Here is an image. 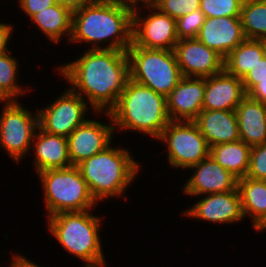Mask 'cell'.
<instances>
[{
  "mask_svg": "<svg viewBox=\"0 0 266 267\" xmlns=\"http://www.w3.org/2000/svg\"><path fill=\"white\" fill-rule=\"evenodd\" d=\"M49 103L43 109H35L38 112V126L46 133L68 137L88 119L85 118L90 110L88 103L68 86L60 97Z\"/></svg>",
  "mask_w": 266,
  "mask_h": 267,
  "instance_id": "cell-11",
  "label": "cell"
},
{
  "mask_svg": "<svg viewBox=\"0 0 266 267\" xmlns=\"http://www.w3.org/2000/svg\"><path fill=\"white\" fill-rule=\"evenodd\" d=\"M240 140L254 147L266 142V104L247 95L236 108Z\"/></svg>",
  "mask_w": 266,
  "mask_h": 267,
  "instance_id": "cell-21",
  "label": "cell"
},
{
  "mask_svg": "<svg viewBox=\"0 0 266 267\" xmlns=\"http://www.w3.org/2000/svg\"><path fill=\"white\" fill-rule=\"evenodd\" d=\"M205 18V14L200 9L178 18L176 27L179 40L196 38Z\"/></svg>",
  "mask_w": 266,
  "mask_h": 267,
  "instance_id": "cell-30",
  "label": "cell"
},
{
  "mask_svg": "<svg viewBox=\"0 0 266 267\" xmlns=\"http://www.w3.org/2000/svg\"><path fill=\"white\" fill-rule=\"evenodd\" d=\"M251 147L242 140L210 147V155L237 179L246 177L249 168Z\"/></svg>",
  "mask_w": 266,
  "mask_h": 267,
  "instance_id": "cell-25",
  "label": "cell"
},
{
  "mask_svg": "<svg viewBox=\"0 0 266 267\" xmlns=\"http://www.w3.org/2000/svg\"><path fill=\"white\" fill-rule=\"evenodd\" d=\"M246 177L266 181V142L251 147L249 168Z\"/></svg>",
  "mask_w": 266,
  "mask_h": 267,
  "instance_id": "cell-31",
  "label": "cell"
},
{
  "mask_svg": "<svg viewBox=\"0 0 266 267\" xmlns=\"http://www.w3.org/2000/svg\"><path fill=\"white\" fill-rule=\"evenodd\" d=\"M30 152L35 156L33 166L36 174L50 170L71 167L68 154L67 137L62 135H52L37 128ZM34 151V152H33Z\"/></svg>",
  "mask_w": 266,
  "mask_h": 267,
  "instance_id": "cell-19",
  "label": "cell"
},
{
  "mask_svg": "<svg viewBox=\"0 0 266 267\" xmlns=\"http://www.w3.org/2000/svg\"><path fill=\"white\" fill-rule=\"evenodd\" d=\"M18 68L19 63L10 51L0 54V89L13 100H19V96H23L26 91L32 90L26 89L23 85L21 86V83L18 81V77H20L18 75Z\"/></svg>",
  "mask_w": 266,
  "mask_h": 267,
  "instance_id": "cell-27",
  "label": "cell"
},
{
  "mask_svg": "<svg viewBox=\"0 0 266 267\" xmlns=\"http://www.w3.org/2000/svg\"><path fill=\"white\" fill-rule=\"evenodd\" d=\"M205 78L182 77L166 97L170 120L193 121L203 110Z\"/></svg>",
  "mask_w": 266,
  "mask_h": 267,
  "instance_id": "cell-16",
  "label": "cell"
},
{
  "mask_svg": "<svg viewBox=\"0 0 266 267\" xmlns=\"http://www.w3.org/2000/svg\"><path fill=\"white\" fill-rule=\"evenodd\" d=\"M243 0H200L205 17H240Z\"/></svg>",
  "mask_w": 266,
  "mask_h": 267,
  "instance_id": "cell-28",
  "label": "cell"
},
{
  "mask_svg": "<svg viewBox=\"0 0 266 267\" xmlns=\"http://www.w3.org/2000/svg\"><path fill=\"white\" fill-rule=\"evenodd\" d=\"M240 18L246 39L266 40V0H243Z\"/></svg>",
  "mask_w": 266,
  "mask_h": 267,
  "instance_id": "cell-26",
  "label": "cell"
},
{
  "mask_svg": "<svg viewBox=\"0 0 266 267\" xmlns=\"http://www.w3.org/2000/svg\"><path fill=\"white\" fill-rule=\"evenodd\" d=\"M245 96L242 80L224 70L205 78L203 110L235 111Z\"/></svg>",
  "mask_w": 266,
  "mask_h": 267,
  "instance_id": "cell-18",
  "label": "cell"
},
{
  "mask_svg": "<svg viewBox=\"0 0 266 267\" xmlns=\"http://www.w3.org/2000/svg\"><path fill=\"white\" fill-rule=\"evenodd\" d=\"M13 99L5 93L2 89H0V104L3 103L4 107L8 106Z\"/></svg>",
  "mask_w": 266,
  "mask_h": 267,
  "instance_id": "cell-39",
  "label": "cell"
},
{
  "mask_svg": "<svg viewBox=\"0 0 266 267\" xmlns=\"http://www.w3.org/2000/svg\"><path fill=\"white\" fill-rule=\"evenodd\" d=\"M151 3L161 12L176 20L200 9V0H151Z\"/></svg>",
  "mask_w": 266,
  "mask_h": 267,
  "instance_id": "cell-29",
  "label": "cell"
},
{
  "mask_svg": "<svg viewBox=\"0 0 266 267\" xmlns=\"http://www.w3.org/2000/svg\"><path fill=\"white\" fill-rule=\"evenodd\" d=\"M17 2L19 3L21 12L23 10L28 18L55 4V0H18Z\"/></svg>",
  "mask_w": 266,
  "mask_h": 267,
  "instance_id": "cell-33",
  "label": "cell"
},
{
  "mask_svg": "<svg viewBox=\"0 0 266 267\" xmlns=\"http://www.w3.org/2000/svg\"><path fill=\"white\" fill-rule=\"evenodd\" d=\"M113 144L77 165L96 202L121 195L128 199L124 193L140 171V162L135 161L132 153Z\"/></svg>",
  "mask_w": 266,
  "mask_h": 267,
  "instance_id": "cell-4",
  "label": "cell"
},
{
  "mask_svg": "<svg viewBox=\"0 0 266 267\" xmlns=\"http://www.w3.org/2000/svg\"><path fill=\"white\" fill-rule=\"evenodd\" d=\"M265 55V40L245 39L225 57L224 70L242 80Z\"/></svg>",
  "mask_w": 266,
  "mask_h": 267,
  "instance_id": "cell-23",
  "label": "cell"
},
{
  "mask_svg": "<svg viewBox=\"0 0 266 267\" xmlns=\"http://www.w3.org/2000/svg\"><path fill=\"white\" fill-rule=\"evenodd\" d=\"M130 79L167 97L183 77L173 50L146 49L133 42L127 50Z\"/></svg>",
  "mask_w": 266,
  "mask_h": 267,
  "instance_id": "cell-7",
  "label": "cell"
},
{
  "mask_svg": "<svg viewBox=\"0 0 266 267\" xmlns=\"http://www.w3.org/2000/svg\"><path fill=\"white\" fill-rule=\"evenodd\" d=\"M109 113L114 131H139L156 140L171 121L166 97L130 78Z\"/></svg>",
  "mask_w": 266,
  "mask_h": 267,
  "instance_id": "cell-3",
  "label": "cell"
},
{
  "mask_svg": "<svg viewBox=\"0 0 266 267\" xmlns=\"http://www.w3.org/2000/svg\"><path fill=\"white\" fill-rule=\"evenodd\" d=\"M0 115V147L20 163L31 154L33 137L38 126V112L24 108L19 100H13L8 106H2Z\"/></svg>",
  "mask_w": 266,
  "mask_h": 267,
  "instance_id": "cell-9",
  "label": "cell"
},
{
  "mask_svg": "<svg viewBox=\"0 0 266 267\" xmlns=\"http://www.w3.org/2000/svg\"><path fill=\"white\" fill-rule=\"evenodd\" d=\"M13 258V259H12ZM11 262L9 267H44L40 266L39 264H36L35 261H31L28 258H26L24 255L14 254L11 257Z\"/></svg>",
  "mask_w": 266,
  "mask_h": 267,
  "instance_id": "cell-36",
  "label": "cell"
},
{
  "mask_svg": "<svg viewBox=\"0 0 266 267\" xmlns=\"http://www.w3.org/2000/svg\"><path fill=\"white\" fill-rule=\"evenodd\" d=\"M244 217L255 228L266 217V181L243 177L237 181Z\"/></svg>",
  "mask_w": 266,
  "mask_h": 267,
  "instance_id": "cell-24",
  "label": "cell"
},
{
  "mask_svg": "<svg viewBox=\"0 0 266 267\" xmlns=\"http://www.w3.org/2000/svg\"><path fill=\"white\" fill-rule=\"evenodd\" d=\"M57 71L96 115L116 105L130 78L127 51L114 49H88L78 59L59 65Z\"/></svg>",
  "mask_w": 266,
  "mask_h": 267,
  "instance_id": "cell-1",
  "label": "cell"
},
{
  "mask_svg": "<svg viewBox=\"0 0 266 267\" xmlns=\"http://www.w3.org/2000/svg\"><path fill=\"white\" fill-rule=\"evenodd\" d=\"M193 121L209 147L240 140L236 111L202 110Z\"/></svg>",
  "mask_w": 266,
  "mask_h": 267,
  "instance_id": "cell-20",
  "label": "cell"
},
{
  "mask_svg": "<svg viewBox=\"0 0 266 267\" xmlns=\"http://www.w3.org/2000/svg\"><path fill=\"white\" fill-rule=\"evenodd\" d=\"M37 176L44 189L47 218L61 212H83L97 206L77 166L50 169Z\"/></svg>",
  "mask_w": 266,
  "mask_h": 267,
  "instance_id": "cell-6",
  "label": "cell"
},
{
  "mask_svg": "<svg viewBox=\"0 0 266 267\" xmlns=\"http://www.w3.org/2000/svg\"><path fill=\"white\" fill-rule=\"evenodd\" d=\"M141 6L133 9L132 42L146 49L174 50L179 40L176 19L161 12L151 2ZM142 9L150 13L144 15Z\"/></svg>",
  "mask_w": 266,
  "mask_h": 267,
  "instance_id": "cell-10",
  "label": "cell"
},
{
  "mask_svg": "<svg viewBox=\"0 0 266 267\" xmlns=\"http://www.w3.org/2000/svg\"><path fill=\"white\" fill-rule=\"evenodd\" d=\"M98 113L105 114L104 116L110 120L109 124L89 118L67 137L68 154L72 166H77L83 160L104 151L114 141L112 139L115 131L110 113Z\"/></svg>",
  "mask_w": 266,
  "mask_h": 267,
  "instance_id": "cell-12",
  "label": "cell"
},
{
  "mask_svg": "<svg viewBox=\"0 0 266 267\" xmlns=\"http://www.w3.org/2000/svg\"><path fill=\"white\" fill-rule=\"evenodd\" d=\"M196 38L224 58L246 39L240 17H207Z\"/></svg>",
  "mask_w": 266,
  "mask_h": 267,
  "instance_id": "cell-17",
  "label": "cell"
},
{
  "mask_svg": "<svg viewBox=\"0 0 266 267\" xmlns=\"http://www.w3.org/2000/svg\"><path fill=\"white\" fill-rule=\"evenodd\" d=\"M91 211L93 209L49 216L47 229L67 253L84 263V267H106L108 263L99 234L102 219Z\"/></svg>",
  "mask_w": 266,
  "mask_h": 267,
  "instance_id": "cell-5",
  "label": "cell"
},
{
  "mask_svg": "<svg viewBox=\"0 0 266 267\" xmlns=\"http://www.w3.org/2000/svg\"><path fill=\"white\" fill-rule=\"evenodd\" d=\"M132 28V8L98 1L73 11L69 43H88L91 50L127 51L132 45Z\"/></svg>",
  "mask_w": 266,
  "mask_h": 267,
  "instance_id": "cell-2",
  "label": "cell"
},
{
  "mask_svg": "<svg viewBox=\"0 0 266 267\" xmlns=\"http://www.w3.org/2000/svg\"><path fill=\"white\" fill-rule=\"evenodd\" d=\"M189 169L193 170V173L182 187L188 196L200 198L205 194L224 193L237 188L238 179L217 163L211 155Z\"/></svg>",
  "mask_w": 266,
  "mask_h": 267,
  "instance_id": "cell-15",
  "label": "cell"
},
{
  "mask_svg": "<svg viewBox=\"0 0 266 267\" xmlns=\"http://www.w3.org/2000/svg\"><path fill=\"white\" fill-rule=\"evenodd\" d=\"M202 197L181 214L214 224H238L245 220L237 188L224 193L205 194Z\"/></svg>",
  "mask_w": 266,
  "mask_h": 267,
  "instance_id": "cell-14",
  "label": "cell"
},
{
  "mask_svg": "<svg viewBox=\"0 0 266 267\" xmlns=\"http://www.w3.org/2000/svg\"><path fill=\"white\" fill-rule=\"evenodd\" d=\"M174 53L184 77L207 78L224 71V57L197 38L178 40Z\"/></svg>",
  "mask_w": 266,
  "mask_h": 267,
  "instance_id": "cell-13",
  "label": "cell"
},
{
  "mask_svg": "<svg viewBox=\"0 0 266 267\" xmlns=\"http://www.w3.org/2000/svg\"><path fill=\"white\" fill-rule=\"evenodd\" d=\"M246 95L255 101L266 104V80L260 81Z\"/></svg>",
  "mask_w": 266,
  "mask_h": 267,
  "instance_id": "cell-35",
  "label": "cell"
},
{
  "mask_svg": "<svg viewBox=\"0 0 266 267\" xmlns=\"http://www.w3.org/2000/svg\"><path fill=\"white\" fill-rule=\"evenodd\" d=\"M256 231H266V217L254 228Z\"/></svg>",
  "mask_w": 266,
  "mask_h": 267,
  "instance_id": "cell-40",
  "label": "cell"
},
{
  "mask_svg": "<svg viewBox=\"0 0 266 267\" xmlns=\"http://www.w3.org/2000/svg\"><path fill=\"white\" fill-rule=\"evenodd\" d=\"M102 2L112 3V4H120L127 7H130L132 9L140 7L141 3L142 5L146 3H150L151 0H100ZM140 3V4H139Z\"/></svg>",
  "mask_w": 266,
  "mask_h": 267,
  "instance_id": "cell-38",
  "label": "cell"
},
{
  "mask_svg": "<svg viewBox=\"0 0 266 267\" xmlns=\"http://www.w3.org/2000/svg\"><path fill=\"white\" fill-rule=\"evenodd\" d=\"M167 146V162L173 169H188L210 155V147L194 121L171 120L157 142Z\"/></svg>",
  "mask_w": 266,
  "mask_h": 267,
  "instance_id": "cell-8",
  "label": "cell"
},
{
  "mask_svg": "<svg viewBox=\"0 0 266 267\" xmlns=\"http://www.w3.org/2000/svg\"><path fill=\"white\" fill-rule=\"evenodd\" d=\"M266 80V55L260 59V62L252 68L242 79L243 88L247 94L260 81Z\"/></svg>",
  "mask_w": 266,
  "mask_h": 267,
  "instance_id": "cell-32",
  "label": "cell"
},
{
  "mask_svg": "<svg viewBox=\"0 0 266 267\" xmlns=\"http://www.w3.org/2000/svg\"><path fill=\"white\" fill-rule=\"evenodd\" d=\"M13 29L10 23L0 22V54L10 51L8 45L14 32Z\"/></svg>",
  "mask_w": 266,
  "mask_h": 267,
  "instance_id": "cell-34",
  "label": "cell"
},
{
  "mask_svg": "<svg viewBox=\"0 0 266 267\" xmlns=\"http://www.w3.org/2000/svg\"><path fill=\"white\" fill-rule=\"evenodd\" d=\"M72 17L73 11L71 9L55 3L33 15L30 22H33L37 29L39 28L48 41L54 44L60 43L61 39L66 36L69 43L72 33Z\"/></svg>",
  "mask_w": 266,
  "mask_h": 267,
  "instance_id": "cell-22",
  "label": "cell"
},
{
  "mask_svg": "<svg viewBox=\"0 0 266 267\" xmlns=\"http://www.w3.org/2000/svg\"><path fill=\"white\" fill-rule=\"evenodd\" d=\"M100 0H55V3L61 4L72 11L82 8L83 6Z\"/></svg>",
  "mask_w": 266,
  "mask_h": 267,
  "instance_id": "cell-37",
  "label": "cell"
}]
</instances>
